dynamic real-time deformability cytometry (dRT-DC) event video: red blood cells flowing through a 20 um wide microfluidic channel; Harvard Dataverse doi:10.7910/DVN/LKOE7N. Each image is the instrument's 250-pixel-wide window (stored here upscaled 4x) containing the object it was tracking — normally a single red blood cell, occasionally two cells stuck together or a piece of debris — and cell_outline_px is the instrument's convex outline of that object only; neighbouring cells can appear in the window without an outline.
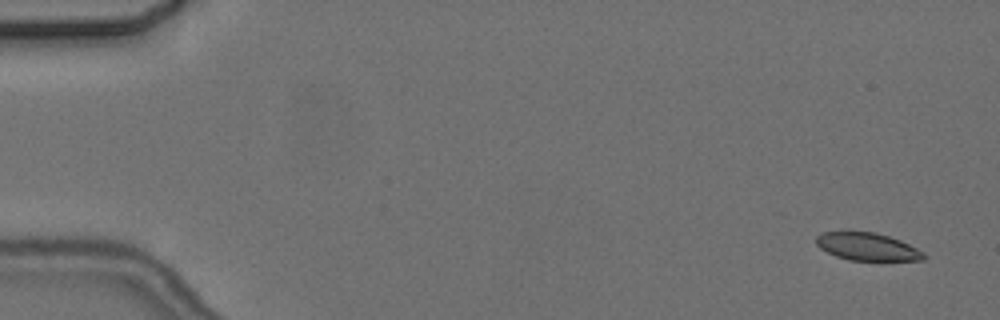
{"species": "common noctule bat (a hibernating species)", "species_latin": "Nyctalus noctula", "temperature_condition": "cold", "stored_images_in_passage": 7, "camera_frame_rate_fps": 3000, "um_per_image_px": 0.085, "animal": {"sex": "female", "body_mass_g": 24.6, "forearm_length_mm": 56.2}, "frame": {"image": 1, "passage_image": 1, "time_ms": 0.0, "image_size_px": [1000, 320], "cell_outline_px": [[928, 256], [924, 260], [848, 260], [836, 256], [820, 248], [816, 244], [816, 236], [820, 232], [876, 232], [900, 240], [924, 252]], "centroid_in_image_um": [73.73, 20.97], "position_along_channel_um": 11.3, "area_um2": 17.28}}
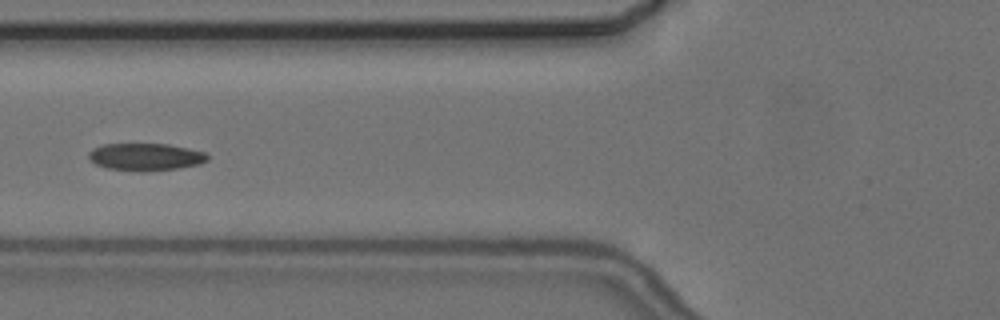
{"frame": {"image": 2, "passage_image": 6, "time_ms": 6.667, "image_size_px": [1000, 320], "cell_outline_px": [[208, 160], [200, 164], [176, 168], [144, 172], [140, 172], [108, 168], [96, 164], [88, 156], [88, 152], [92, 148], [104, 144], [168, 144], [188, 148], [204, 152], [208, 156]], "centroid_in_image_um": [12.37, 13.33], "position_along_channel_um": 113.4, "area_um2": 18.9}}
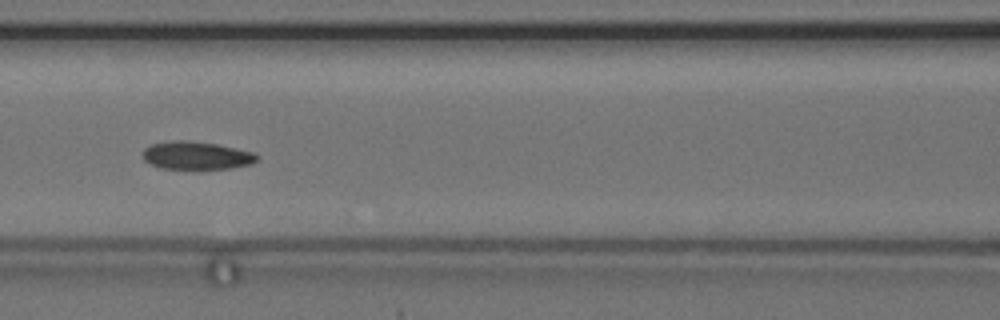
{"frame": {"image": 3, "passage_image": 7, "time_ms": 7.667, "image_size_px": [1000, 320], "cell_outline_px": [[260, 160], [252, 164], [228, 168], [196, 172], [160, 168], [144, 160], [144, 148], [152, 144], [172, 140], [188, 140], [216, 144], [256, 152], [260, 156]], "centroid_in_image_um": [16.75, 13.26], "position_along_channel_um": 149.8, "area_um2": 19.54}}